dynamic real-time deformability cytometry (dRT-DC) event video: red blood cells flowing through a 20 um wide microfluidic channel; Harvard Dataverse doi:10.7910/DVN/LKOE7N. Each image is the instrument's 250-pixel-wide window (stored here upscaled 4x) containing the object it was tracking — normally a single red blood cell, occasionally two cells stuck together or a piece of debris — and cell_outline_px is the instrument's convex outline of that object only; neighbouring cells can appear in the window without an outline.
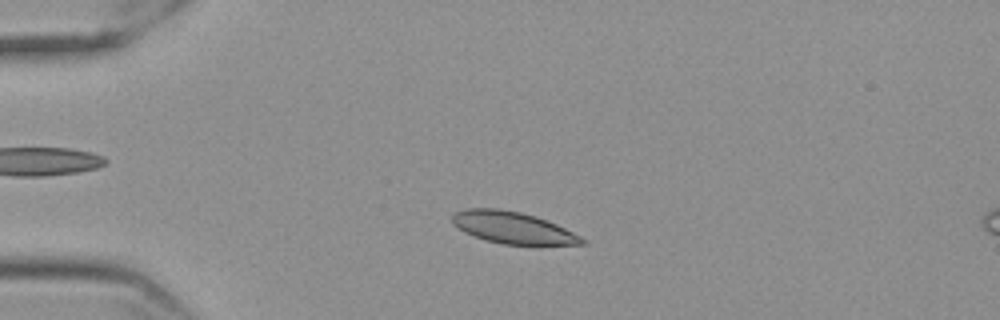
{"species": "Egyptian fruit bat (a non-hibernating species)", "species_latin": "Rousettus aegyptiacus", "temperature_condition": "cold", "stored_images_in_passage": 53, "camera_frame_rate_fps": 3000, "um_per_image_px": 0.085, "frame": {"image": 1, "passage_image": 9, "time_ms": 2.667, "image_size_px": [1000, 320], "cell_outline_px": [[588, 244], [540, 248], [500, 244], [484, 240], [464, 232], [452, 224], [452, 216], [456, 212], [464, 208], [500, 208], [520, 212], [536, 216], [556, 224], [588, 240]], "centroid_in_image_um": [43.69, 19.42], "position_along_channel_um": 41.3, "area_um2": 25.32}}
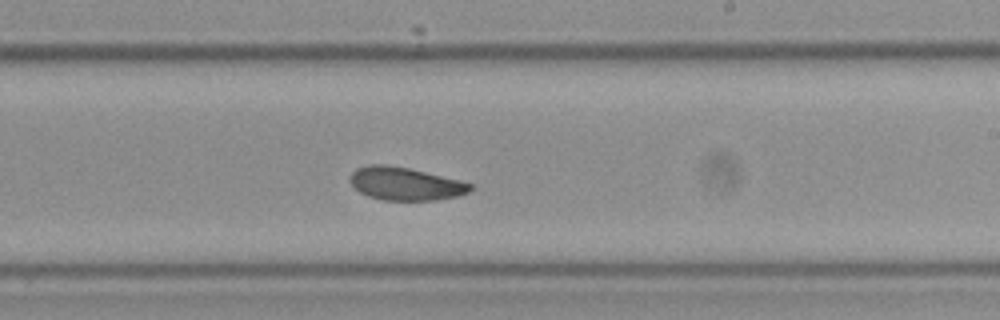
{"frame": {"image": 2, "passage_image": 30, "time_ms": 9.667, "image_size_px": [1000, 320], "cell_outline_px": [[476, 188], [468, 192], [456, 196], [436, 200], [380, 200], [368, 196], [360, 192], [348, 180], [348, 176], [356, 168], [368, 164], [384, 164], [408, 168], [460, 180], [472, 184]], "centroid_in_image_um": [34.43, 15.61], "position_along_channel_um": 254.6, "area_um2": 23.24}}
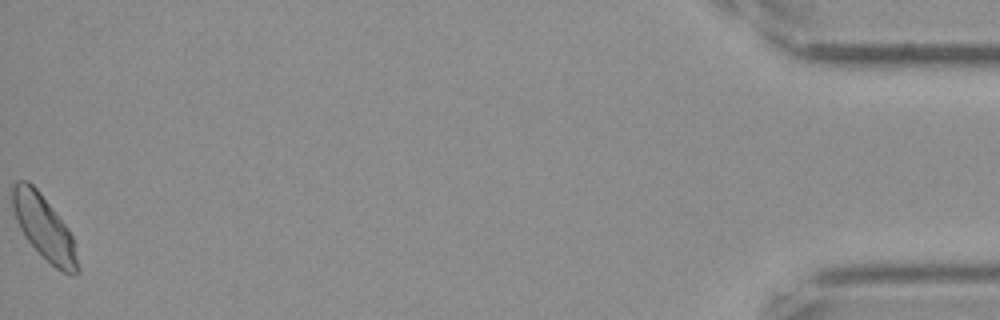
{"frame": {"image": 3, "passage_image": 53, "time_ms": 17.333, "image_size_px": [1000, 320], "cell_outline_px": [[80, 272], [72, 276], [56, 268], [24, 236], [16, 220], [12, 208], [12, 184], [16, 180], [28, 180], [36, 188], [68, 228], [72, 236], [80, 268]], "centroid_in_image_um": [3.74, 19.33], "position_along_channel_um": 431.5, "area_um2": 24.04}, "authors_computed_cell_mechanics": {"area_um2": 24.0448, "velocity_mm_per_s": 3.5132, "shape_relaxation_time_tau1_ms": 4.7143, "shape_relaxation_time_tau2_ms": 2.87, "deformation_change_tau1": 0.0968, "deformation_change_tau2": 0.0679}}